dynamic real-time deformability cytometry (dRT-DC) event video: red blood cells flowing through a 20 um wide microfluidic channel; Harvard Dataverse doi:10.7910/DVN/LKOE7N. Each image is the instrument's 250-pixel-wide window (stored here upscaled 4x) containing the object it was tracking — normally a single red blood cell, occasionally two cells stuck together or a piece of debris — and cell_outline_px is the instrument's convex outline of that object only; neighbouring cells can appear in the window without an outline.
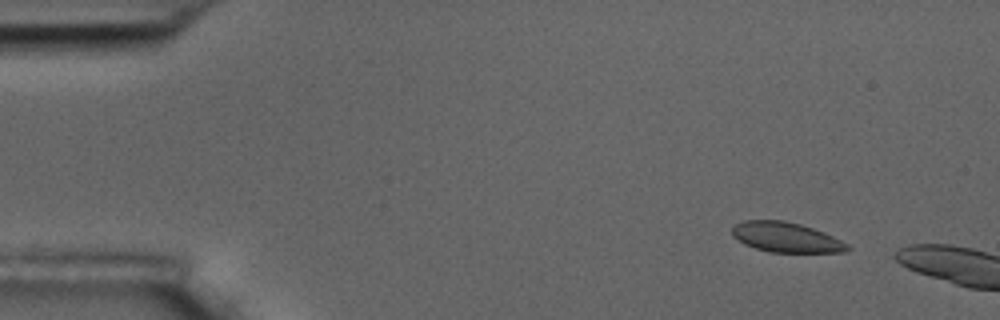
{"species": "common noctule bat (a hibernating species)", "species_latin": "Nyctalus noctula", "temperature_condition": "room temperature", "stored_images_in_passage": 3, "camera_frame_rate_fps": 3000, "um_per_image_px": 0.085, "animal": {"sex": "male", "body_mass_g": 17.5, "forearm_length_mm": 52.3}, "frame": {"image": 1, "passage_image": 1, "time_ms": 0.0, "image_size_px": [1000, 320], "cell_outline_px": [[852, 248], [848, 252], [768, 252], [744, 244], [732, 236], [732, 224], [744, 220], [784, 220], [800, 224], [824, 232], [848, 244]], "centroid_in_image_um": [66.79, 20.16], "position_along_channel_um": 18.2, "area_um2": 20.29}}